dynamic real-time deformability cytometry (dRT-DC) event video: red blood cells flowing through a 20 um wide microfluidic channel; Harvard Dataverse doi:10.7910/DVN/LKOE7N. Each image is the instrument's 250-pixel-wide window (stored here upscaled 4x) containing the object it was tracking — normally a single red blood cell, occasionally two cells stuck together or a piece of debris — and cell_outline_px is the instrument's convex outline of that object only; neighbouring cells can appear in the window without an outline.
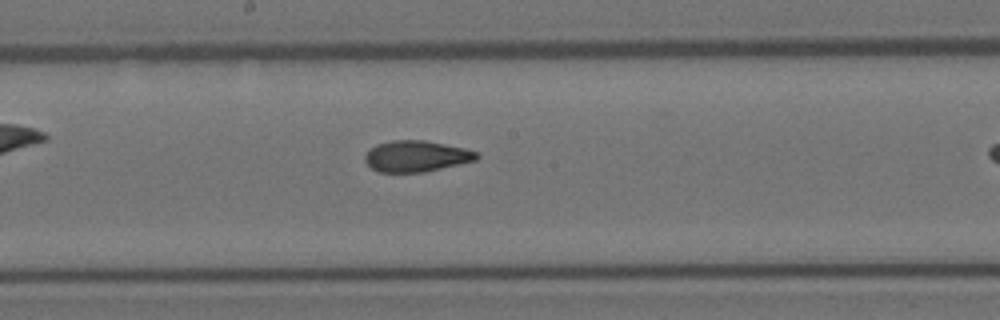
{"species": "Egyptian fruit bat (a non-hibernating species)", "species_latin": "Rousettus aegyptiacus", "temperature_condition": "room temperature", "stored_images_in_passage": 34, "camera_frame_rate_fps": 3000, "um_per_image_px": 0.085, "animal": {"sex": "female"}, "frame": {"image": 1, "passage_image": 20, "time_ms": 6.333, "image_size_px": [1000, 320], "cell_outline_px": [[480, 156], [476, 160], [424, 172], [380, 172], [372, 168], [364, 160], [364, 156], [376, 144], [392, 140], [424, 140], [464, 148], [476, 152]], "centroid_in_image_um": [35.37, 13.27], "position_along_channel_um": 212.8, "area_um2": 20.06}}